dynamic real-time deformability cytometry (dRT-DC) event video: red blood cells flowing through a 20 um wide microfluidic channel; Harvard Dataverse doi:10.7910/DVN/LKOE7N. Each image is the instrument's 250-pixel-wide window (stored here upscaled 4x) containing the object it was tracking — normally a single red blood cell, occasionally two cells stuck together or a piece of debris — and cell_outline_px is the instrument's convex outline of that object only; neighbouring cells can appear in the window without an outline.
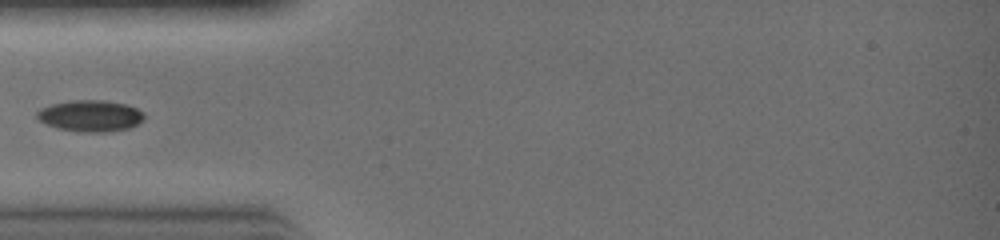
{"species": "common noctule bat (a hibernating species)", "species_latin": "Nyctalus noctula", "temperature_condition": "warm", "stored_images_in_passage": 13, "camera_frame_rate_fps": 3000, "um_per_image_px": 0.085, "animal": {"sex": "female", "body_mass_g": 19.0, "forearm_length_mm": 51.5}, "frame": {"image": 1, "passage_image": 1, "time_ms": 0.0, "image_size_px": [1000, 240], "cell_outline_px": [[144, 120], [128, 128], [104, 132], [80, 132], [60, 128], [48, 124], [40, 120], [36, 116], [36, 112], [40, 108], [52, 104], [72, 100], [104, 100], [124, 104], [136, 108], [144, 112]], "centroid_in_image_um": [7.69, 9.84], "position_along_channel_um": 77.3, "area_um2": 19.42}}